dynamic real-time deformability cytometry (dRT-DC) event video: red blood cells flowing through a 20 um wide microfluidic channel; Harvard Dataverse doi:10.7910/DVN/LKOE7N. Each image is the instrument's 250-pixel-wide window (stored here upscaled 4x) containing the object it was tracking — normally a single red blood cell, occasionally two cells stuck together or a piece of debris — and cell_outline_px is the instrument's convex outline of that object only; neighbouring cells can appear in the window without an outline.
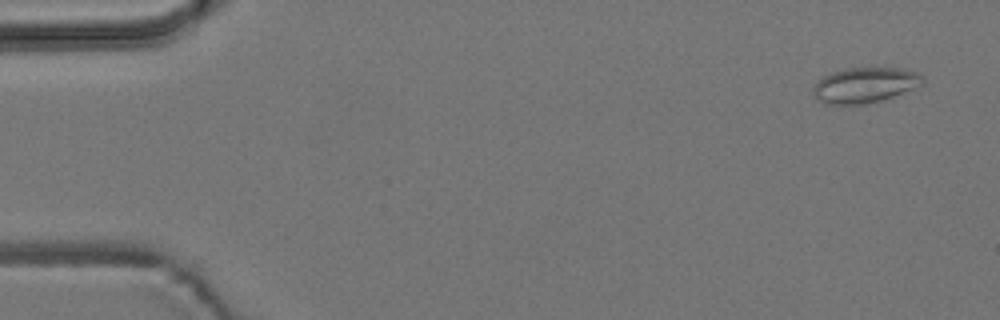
{"species": "common noctule bat (a hibernating species)", "species_latin": "Nyctalus noctula", "temperature_condition": "room temperature", "stored_images_in_passage": 6, "camera_frame_rate_fps": 3000, "um_per_image_px": 0.085, "animal": {"sex": "male", "body_mass_g": 19.2, "forearm_length_mm": 51.8}, "frame": {"image": 1, "passage_image": 1, "time_ms": 0.0, "image_size_px": [1000, 320], "cell_outline_px": [[924, 84], [884, 100], [868, 104], [824, 104], [812, 92], [812, 88], [824, 76], [832, 72], [844, 68], [904, 68], [916, 72], [924, 76]], "centroid_in_image_um": [73.55, 7.23], "position_along_channel_um": 11.4, "area_um2": 22.66}}